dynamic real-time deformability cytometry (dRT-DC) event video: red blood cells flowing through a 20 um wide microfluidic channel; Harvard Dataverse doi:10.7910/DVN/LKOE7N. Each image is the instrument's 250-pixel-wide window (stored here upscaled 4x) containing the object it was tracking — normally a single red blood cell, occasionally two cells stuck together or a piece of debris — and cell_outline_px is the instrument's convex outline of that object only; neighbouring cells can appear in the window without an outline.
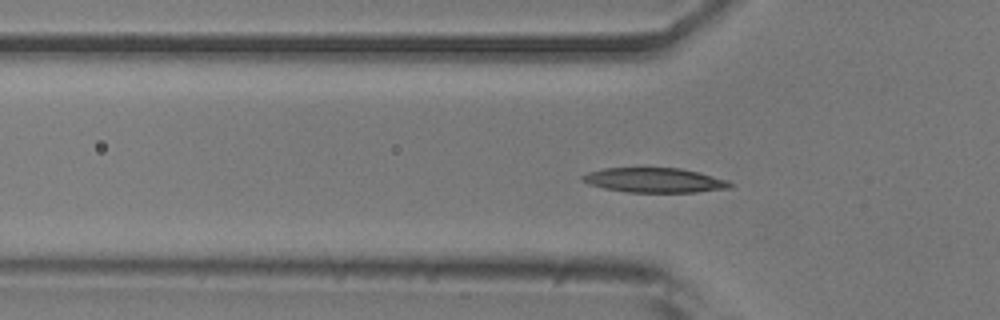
{"species": "common noctule bat (a hibernating species)", "species_latin": "Nyctalus noctula", "temperature_condition": "room temperature", "stored_images_in_passage": 51, "camera_frame_rate_fps": 3000, "um_per_image_px": 0.085, "animal": {"sex": "male", "body_mass_g": 20.5, "forearm_length_mm": 52.5}, "frame": {"image": 1, "passage_image": 13, "time_ms": 4.0, "image_size_px": [1000, 320], "cell_outline_px": [[732, 188], [696, 192], [628, 192], [604, 188], [588, 184], [580, 180], [580, 176], [588, 172], [604, 168], [680, 168], [700, 172], [728, 180], [732, 184]], "centroid_in_image_um": [55.63, 15.31], "position_along_channel_um": 70.2, "area_um2": 21.33}}
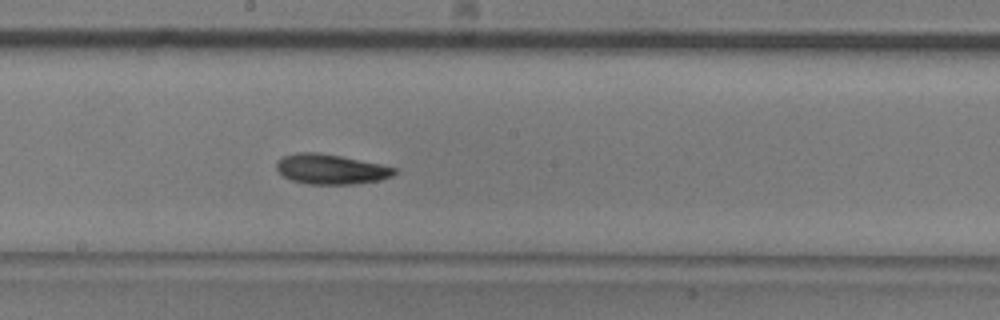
{"frame": {"image": 2, "passage_image": 25, "time_ms": 8.0, "image_size_px": [1000, 320], "cell_outline_px": [[396, 172], [392, 176], [380, 180], [356, 184], [308, 184], [292, 180], [284, 176], [276, 168], [276, 164], [284, 156], [296, 152], [316, 152], [340, 156], [380, 164], [396, 168]], "centroid_in_image_um": [28.13, 14.38], "position_along_channel_um": 220.1, "area_um2": 20.4}}
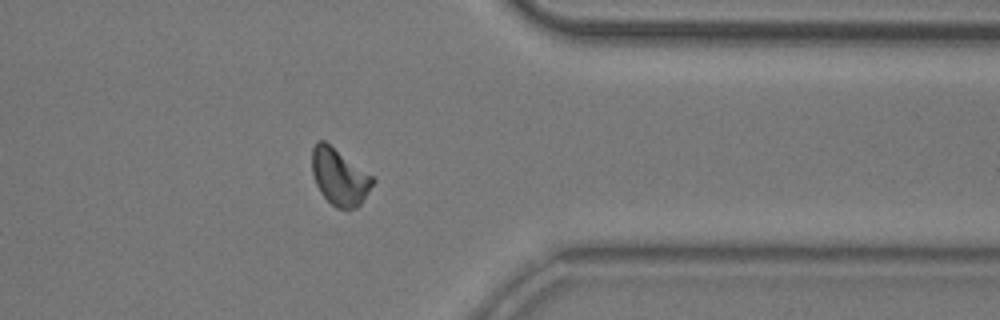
{"frame": {"image": 3, "passage_image": 39, "time_ms": 12.667, "image_size_px": [1000, 320], "cell_outline_px": [[376, 180], [360, 204], [356, 208], [348, 212], [336, 208], [320, 192], [316, 184], [312, 172], [312, 148], [316, 140], [324, 140], [372, 176]], "centroid_in_image_um": [28.84, 15.06], "position_along_channel_um": 382.6, "area_um2": 20.0}, "authors_computed_cell_mechanics": {"area_um2": 19.941, "velocity_mm_per_s": 3.7198, "shape_relaxation_time_tau1_ms": 3.2513, "shape_relaxation_time_tau2_ms": 3.0809, "deformation_change_tau1": 0.1253, "deformation_change_tau2": 0.0815}}